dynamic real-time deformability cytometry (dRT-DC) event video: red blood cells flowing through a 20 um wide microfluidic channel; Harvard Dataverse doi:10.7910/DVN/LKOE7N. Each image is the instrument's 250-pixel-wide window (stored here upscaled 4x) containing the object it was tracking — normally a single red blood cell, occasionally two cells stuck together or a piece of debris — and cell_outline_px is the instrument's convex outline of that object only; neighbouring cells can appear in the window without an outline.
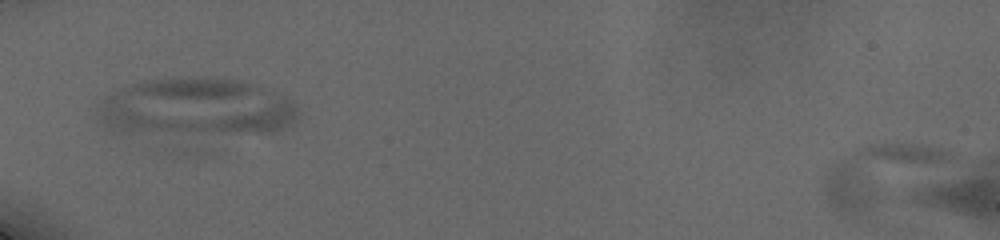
{"species": "human", "species_latin": "Homo sapiens", "temperature_condition": "cold", "stored_images_in_passage": 6, "camera_frame_rate_fps": 3000, "um_per_image_px": 0.085, "donor": {"sex": "male"}, "frame": {"image": 1, "passage_image": 1, "time_ms": 0.0, "image_size_px": [1000, 240], "cell_outline_px": [[952, 156], [948, 160], [860, 216], [840, 212], [828, 204], [824, 188], [824, 180], [828, 168], [832, 164], [844, 156], [872, 144], [912, 144], [932, 148], [948, 152]], "centroid_in_image_um": [74.58, 14.85], "position_along_channel_um": 10.4, "area_um2": 40.17}}